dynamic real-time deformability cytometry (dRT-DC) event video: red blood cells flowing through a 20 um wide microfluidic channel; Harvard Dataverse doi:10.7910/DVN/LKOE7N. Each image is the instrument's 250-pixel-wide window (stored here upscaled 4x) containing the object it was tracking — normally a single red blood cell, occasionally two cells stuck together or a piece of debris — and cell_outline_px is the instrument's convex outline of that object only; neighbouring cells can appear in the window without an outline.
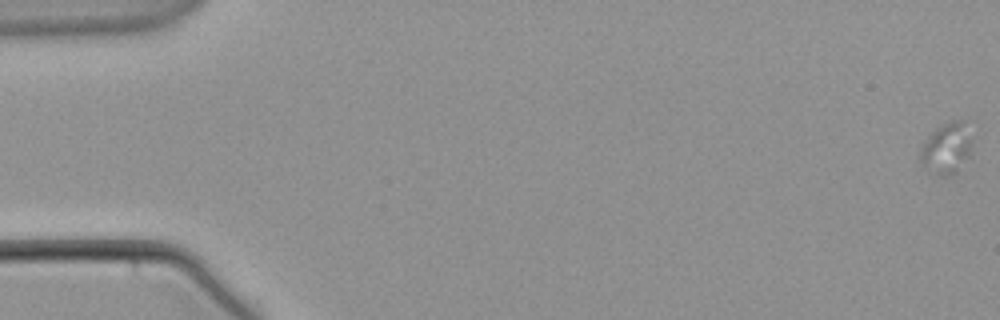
{"species": "common noctule bat (a hibernating species)", "species_latin": "Nyctalus noctula", "temperature_condition": "warm", "stored_images_in_passage": 44, "camera_frame_rate_fps": 3000, "um_per_image_px": 0.085, "animal": {"sex": "male", "body_mass_g": 21.5, "forearm_length_mm": 52.0}, "frame": {"image": 1, "passage_image": 1, "time_ms": 0.0, "image_size_px": [1000, 320], "cell_outline_px": [[972, 144], [968, 156], [956, 172], [948, 176], [936, 176], [920, 160], [920, 152], [928, 136], [940, 124], [948, 120], [964, 120], [972, 140]], "centroid_in_image_um": [80.47, 12.58], "position_along_channel_um": 4.5, "area_um2": 15.26}}
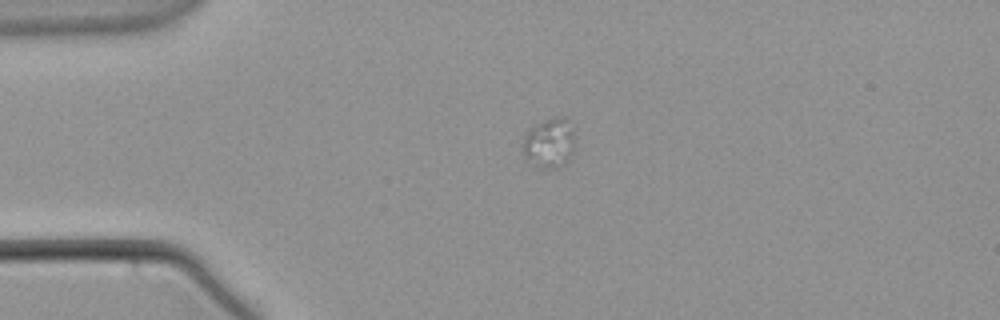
{"frame": {"image": 2, "passage_image": 16, "time_ms": 5.0, "image_size_px": [1000, 320], "cell_outline_px": [[576, 152], [560, 168], [536, 168], [524, 156], [520, 148], [524, 136], [536, 124], [544, 120], [556, 116], [564, 116], [568, 120], [572, 128], [576, 148]], "centroid_in_image_um": [46.71, 12.18], "position_along_channel_um": 38.3, "area_um2": 15.72}}
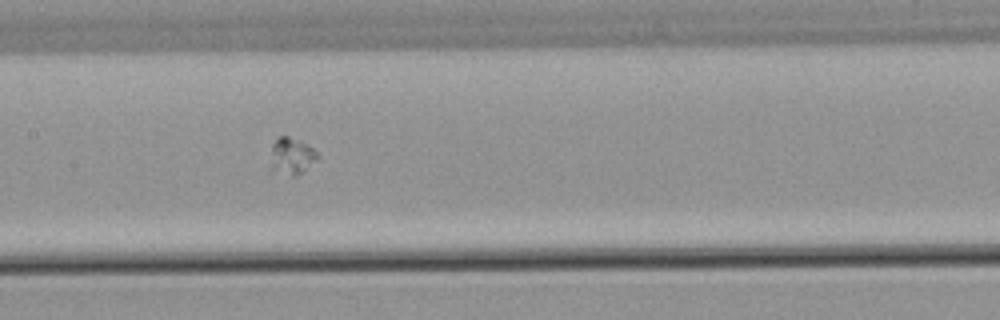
{"frame": {"image": 3, "passage_image": 31, "time_ms": 10.0, "image_size_px": [1000, 320], "cell_outline_px": [[320, 156], [304, 172], [296, 176], [292, 176], [268, 172], [272, 144], [280, 136], [288, 136], [300, 140], [308, 144]], "centroid_in_image_um": [24.74, 13.31], "position_along_channel_um": 182.7, "area_um2": 10.58}}